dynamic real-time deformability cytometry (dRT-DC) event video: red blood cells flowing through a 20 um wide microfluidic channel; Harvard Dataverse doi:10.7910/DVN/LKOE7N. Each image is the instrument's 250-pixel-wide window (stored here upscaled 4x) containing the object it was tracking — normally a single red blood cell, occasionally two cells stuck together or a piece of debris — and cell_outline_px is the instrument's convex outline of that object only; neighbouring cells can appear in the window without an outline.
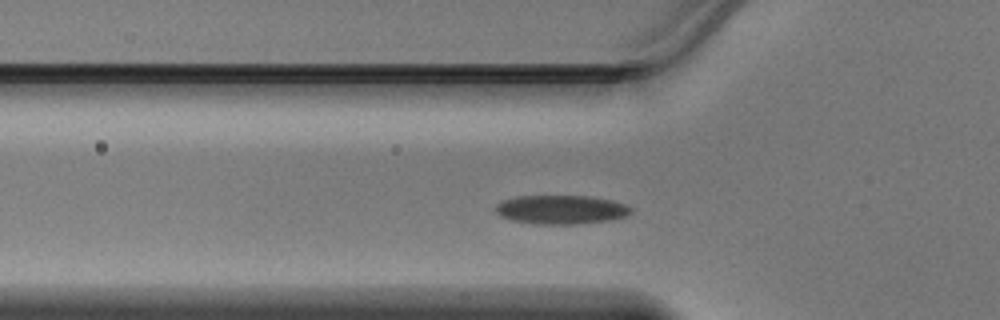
{"species": "Egyptian fruit bat (a non-hibernating species)", "species_latin": "Rousettus aegyptiacus", "temperature_condition": "warm", "stored_images_in_passage": 35, "camera_frame_rate_fps": 3000, "um_per_image_px": 0.085, "animal": {"sex": "male"}, "frame": {"image": 1, "passage_image": 4, "time_ms": 1.0, "image_size_px": [1000, 320], "cell_outline_px": [[632, 212], [628, 216], [608, 220], [576, 224], [536, 224], [512, 220], [500, 216], [496, 212], [496, 204], [504, 200], [516, 196], [592, 196], [612, 200], [628, 204], [632, 208]], "centroid_in_image_um": [47.73, 17.81], "position_along_channel_um": 78.1, "area_um2": 22.95}}
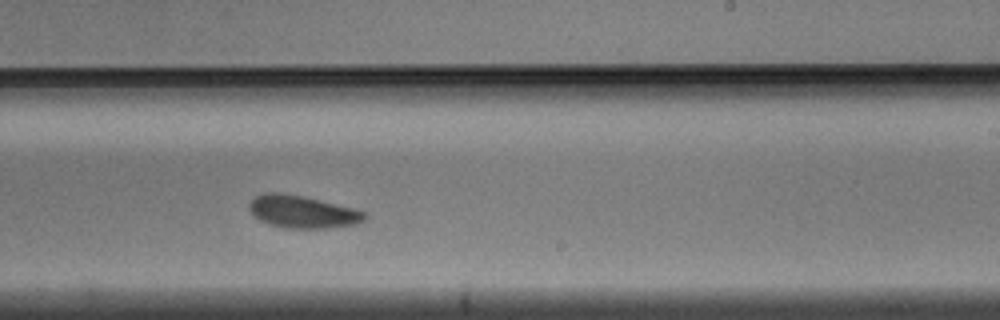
{"frame": {"image": 2, "passage_image": 17, "time_ms": 5.333, "image_size_px": [1000, 320], "cell_outline_px": [[368, 216], [364, 220], [356, 224], [328, 228], [288, 228], [272, 224], [260, 220], [248, 208], [248, 204], [256, 196], [264, 192], [280, 192], [300, 196], [356, 208], [368, 212]], "centroid_in_image_um": [25.76, 18.0], "position_along_channel_um": 263.2, "area_um2": 21.73}}
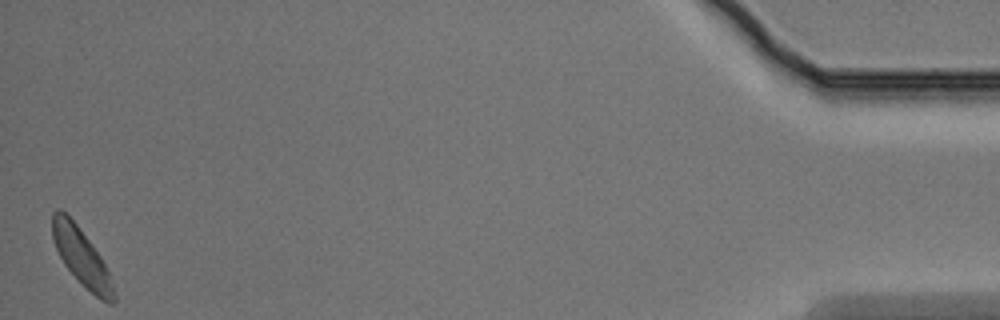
{"frame": {"image": 3, "passage_image": 35, "time_ms": 11.333, "image_size_px": [1000, 320], "cell_outline_px": [[116, 300], [112, 304], [108, 304], [100, 300], [64, 264], [52, 240], [52, 212], [56, 208], [60, 208], [76, 224], [100, 256], [108, 272], [116, 296]], "centroid_in_image_um": [6.91, 21.83], "position_along_channel_um": 428.3, "area_um2": 19.83}}